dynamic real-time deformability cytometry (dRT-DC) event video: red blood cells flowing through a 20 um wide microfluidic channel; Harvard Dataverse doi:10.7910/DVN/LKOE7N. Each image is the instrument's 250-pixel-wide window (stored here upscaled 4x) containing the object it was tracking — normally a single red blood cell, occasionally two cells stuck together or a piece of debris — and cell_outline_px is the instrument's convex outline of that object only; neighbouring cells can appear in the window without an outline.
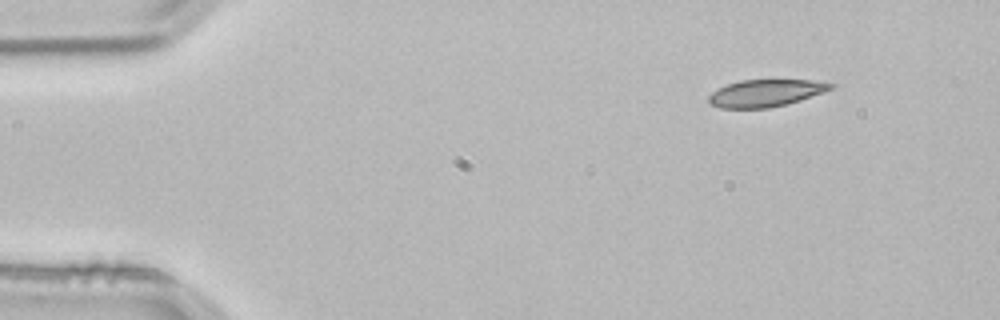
{"species": "common noctule bat (a hibernating species)", "species_latin": "Nyctalus noctula", "temperature_condition": "room temperature", "stored_images_in_passage": 3, "camera_frame_rate_fps": 3000, "um_per_image_px": 0.085, "animal": {"sex": "male", "body_mass_g": 21.5, "forearm_length_mm": 52.0}, "frame": {"image": 1, "passage_image": 1, "time_ms": 0.0, "image_size_px": [1000, 320], "cell_outline_px": [[840, 84], [836, 88], [788, 104], [768, 108], [720, 108], [712, 104], [708, 100], [708, 96], [712, 92], [728, 84], [740, 80], [812, 80]], "centroid_in_image_um": [65.16, 7.91], "position_along_channel_um": 19.8, "area_um2": 19.42}}
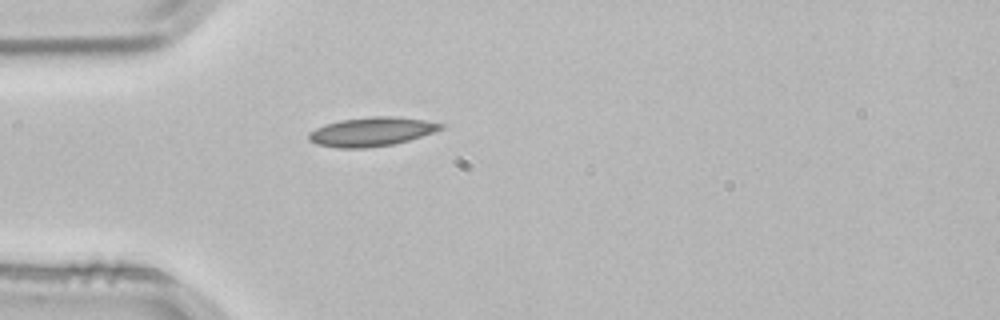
{"frame": {"image": 2, "passage_image": 3, "time_ms": 0.667, "image_size_px": [1000, 320], "cell_outline_px": [[444, 128], [408, 140], [392, 144], [364, 148], [340, 148], [316, 144], [308, 140], [308, 132], [324, 124], [340, 120], [368, 116], [396, 116], [424, 120], [444, 124]], "centroid_in_image_um": [31.53, 11.18], "position_along_channel_um": 53.5, "area_um2": 22.25}}